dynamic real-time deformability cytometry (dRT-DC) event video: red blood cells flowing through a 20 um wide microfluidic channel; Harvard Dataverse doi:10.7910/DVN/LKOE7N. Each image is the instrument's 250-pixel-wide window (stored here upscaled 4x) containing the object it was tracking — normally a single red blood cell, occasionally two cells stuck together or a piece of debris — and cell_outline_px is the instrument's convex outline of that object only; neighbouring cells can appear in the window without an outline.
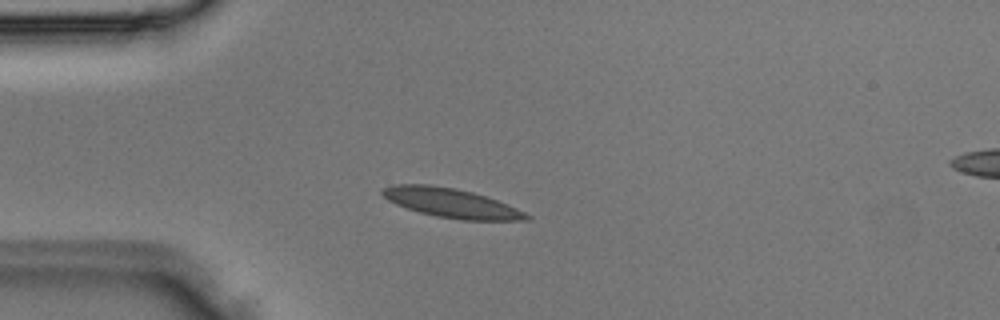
{"species": "Egyptian fruit bat (a non-hibernating species)", "species_latin": "Rousettus aegyptiacus", "temperature_condition": "room temperature", "stored_images_in_passage": 4, "camera_frame_rate_fps": 3000, "um_per_image_px": 0.085, "animal": {"sex": "male"}, "frame": {"image": 1, "passage_image": 4, "time_ms": 1.0, "image_size_px": [1000, 320], "cell_outline_px": [[532, 220], [460, 220], [436, 216], [420, 212], [396, 204], [388, 200], [380, 192], [380, 188], [392, 184], [428, 184], [456, 188], [472, 192], [508, 204], [532, 216]], "centroid_in_image_um": [38.34, 17.25], "position_along_channel_um": 46.7, "area_um2": 24.57}}